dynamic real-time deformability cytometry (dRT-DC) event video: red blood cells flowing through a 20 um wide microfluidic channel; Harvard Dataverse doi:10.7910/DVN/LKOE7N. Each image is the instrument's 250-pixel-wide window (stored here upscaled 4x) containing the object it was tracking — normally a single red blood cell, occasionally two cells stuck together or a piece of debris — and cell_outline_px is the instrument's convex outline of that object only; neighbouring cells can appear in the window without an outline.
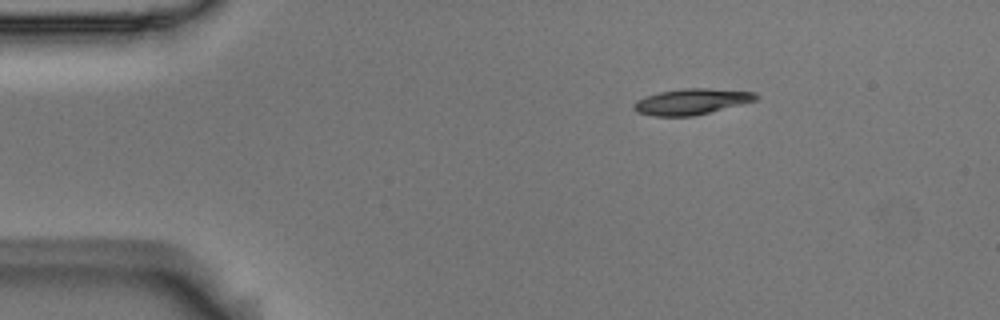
{"species": "Egyptian fruit bat (a non-hibernating species)", "species_latin": "Rousettus aegyptiacus", "temperature_condition": "room temperature", "stored_images_in_passage": 3, "camera_frame_rate_fps": 3000, "um_per_image_px": 0.085, "animal": {"sex": "male"}, "frame": {"image": 1, "passage_image": 1, "time_ms": 0.0, "image_size_px": [1000, 320], "cell_outline_px": [[760, 96], [756, 100], [692, 116], [652, 116], [636, 112], [632, 108], [632, 104], [636, 100], [660, 92], [684, 88], [708, 88], [756, 92]], "centroid_in_image_um": [58.75, 8.63], "position_along_channel_um": 26.3, "area_um2": 18.26}}